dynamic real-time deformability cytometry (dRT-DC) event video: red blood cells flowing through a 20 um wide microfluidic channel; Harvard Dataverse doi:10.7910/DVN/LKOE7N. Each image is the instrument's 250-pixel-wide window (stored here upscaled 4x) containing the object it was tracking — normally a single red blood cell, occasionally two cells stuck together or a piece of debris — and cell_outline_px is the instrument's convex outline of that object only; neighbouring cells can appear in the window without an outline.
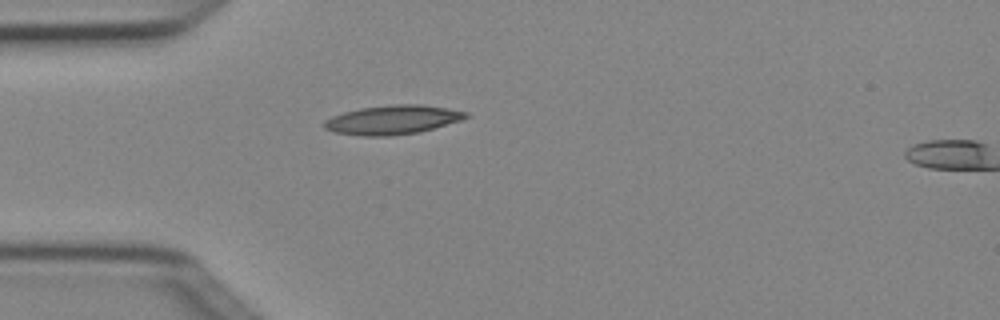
{"species": "Egyptian fruit bat (a non-hibernating species)", "species_latin": "Rousettus aegyptiacus", "temperature_condition": "cold", "stored_images_in_passage": 3, "segment_of_instrument_passage": [1, 2], "camera_frame_rate_fps": 3000, "um_per_image_px": 0.085, "animal": {"sex": "female"}, "frame": {"image": 1, "passage_image": 2, "time_ms": 0.333, "image_size_px": [1000, 320], "cell_outline_px": [[468, 116], [460, 120], [420, 132], [392, 136], [364, 136], [336, 132], [324, 128], [324, 120], [332, 116], [344, 112], [360, 108], [392, 104], [420, 104], [468, 112]], "centroid_in_image_um": [33.34, 10.18], "position_along_channel_um": 51.7, "area_um2": 23.81}}